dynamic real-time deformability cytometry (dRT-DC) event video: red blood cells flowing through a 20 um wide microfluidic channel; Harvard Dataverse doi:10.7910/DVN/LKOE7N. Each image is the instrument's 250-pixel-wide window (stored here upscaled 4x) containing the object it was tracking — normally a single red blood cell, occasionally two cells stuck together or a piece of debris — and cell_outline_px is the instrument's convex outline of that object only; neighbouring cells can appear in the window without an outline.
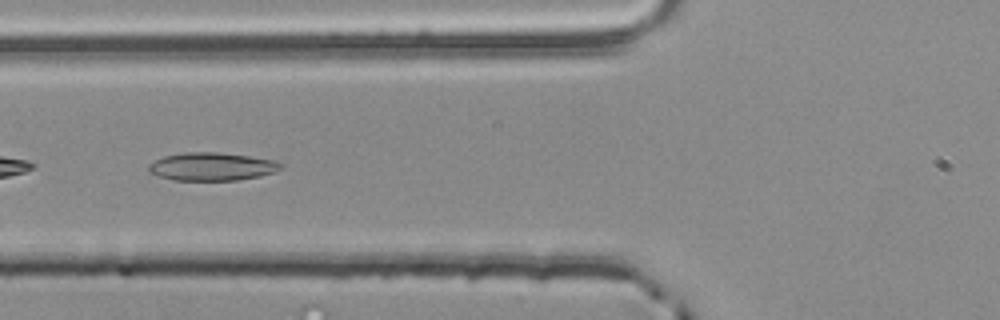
{"species": "common noctule bat (a hibernating species)", "species_latin": "Nyctalus noctula", "temperature_condition": "room temperature", "stored_images_in_passage": 54, "segment_of_instrument_passage": [2, 2], "camera_frame_rate_fps": 3000, "um_per_image_px": 0.085, "animal": {"sex": "male", "body_mass_g": 20.4}, "frame": {"image": 1, "passage_image": 21, "time_ms": 6.667, "image_size_px": [1000, 320], "cell_outline_px": [[284, 164], [280, 168], [272, 172], [260, 176], [236, 180], [172, 180], [148, 172], [148, 164], [164, 156], [184, 152], [216, 152], [248, 156], [272, 160]], "centroid_in_image_um": [17.96, 14.16], "position_along_channel_um": 107.8, "area_um2": 21.39}}
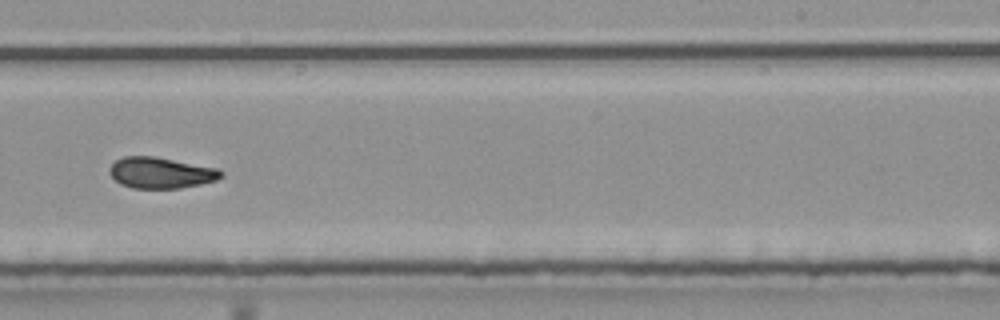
{"frame": {"image": 2, "passage_image": 34, "time_ms": 11.0, "image_size_px": [1000, 320], "cell_outline_px": [[224, 176], [216, 180], [200, 184], [180, 188], [132, 188], [120, 184], [108, 172], [108, 168], [116, 160], [124, 156], [152, 156], [220, 168], [224, 172]], "centroid_in_image_um": [13.69, 14.68], "position_along_channel_um": 275.3, "area_um2": 20.29}}
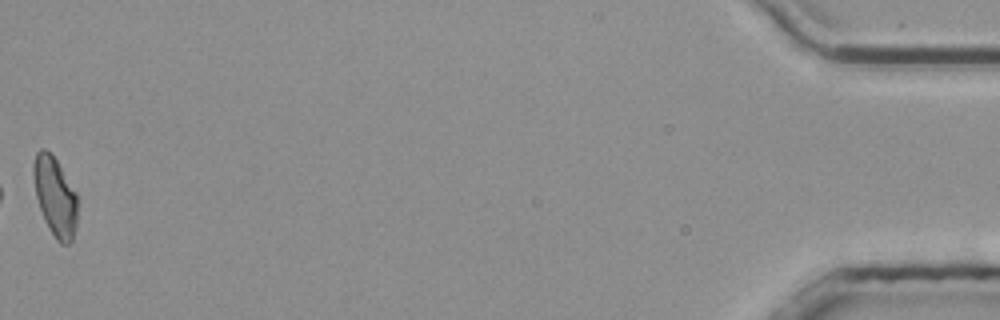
{"frame": {"image": 3, "passage_image": 54, "time_ms": 17.667, "image_size_px": [1000, 320], "cell_outline_px": [[76, 228], [72, 240], [68, 244], [60, 244], [56, 240], [48, 228], [44, 220], [36, 196], [32, 172], [32, 164], [36, 152], [40, 148], [44, 148], [56, 160], [76, 192]], "centroid_in_image_um": [4.66, 16.72], "position_along_channel_um": 430.5, "area_um2": 20.23}}